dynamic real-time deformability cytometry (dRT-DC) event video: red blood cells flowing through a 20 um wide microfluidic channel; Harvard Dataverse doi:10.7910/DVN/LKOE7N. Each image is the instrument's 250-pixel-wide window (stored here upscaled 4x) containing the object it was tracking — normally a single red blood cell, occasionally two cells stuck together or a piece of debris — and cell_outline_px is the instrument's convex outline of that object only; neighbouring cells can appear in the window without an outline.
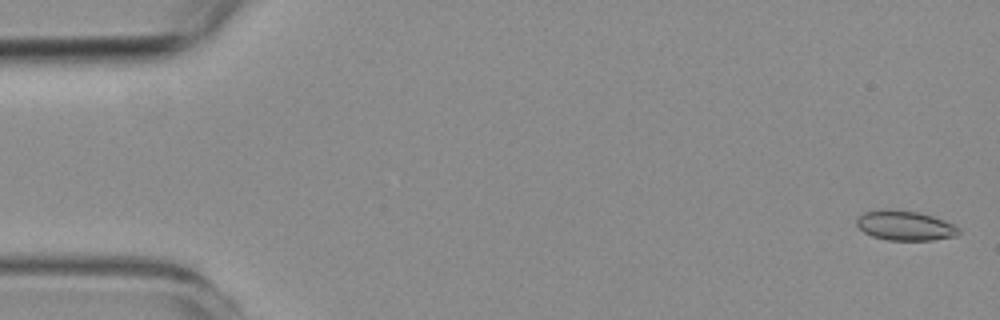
{"species": "common noctule bat (a hibernating species)", "species_latin": "Nyctalus noctula", "temperature_condition": "room temperature", "stored_images_in_passage": 55, "camera_frame_rate_fps": 3000, "um_per_image_px": 0.085, "animal": {"sex": "female", "body_mass_g": 19.3, "forearm_length_mm": 54.1}, "frame": {"image": 1, "passage_image": 2, "time_ms": 0.333, "image_size_px": [1000, 320], "cell_outline_px": [[960, 232], [956, 236], [932, 240], [888, 240], [872, 236], [864, 232], [856, 224], [856, 220], [864, 212], [884, 208], [892, 208], [920, 212], [944, 220], [960, 228]], "centroid_in_image_um": [76.92, 19.16], "position_along_channel_um": 8.1, "area_um2": 17.86}}
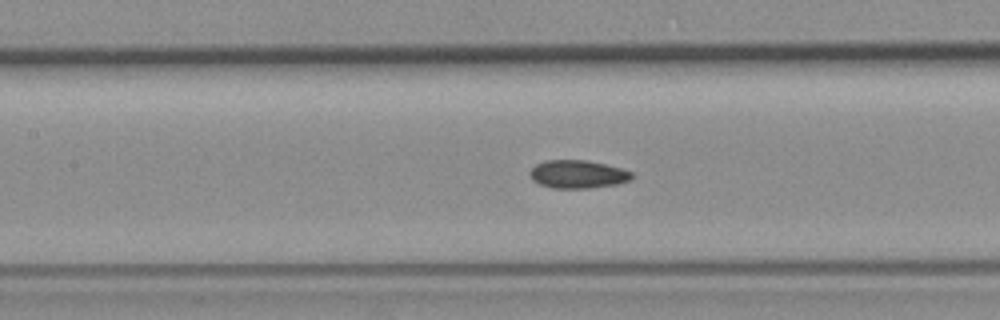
{"frame": {"image": 2, "passage_image": 25, "time_ms": 8.0, "image_size_px": [1000, 320], "cell_outline_px": [[636, 176], [632, 180], [616, 184], [588, 188], [552, 188], [540, 184], [532, 180], [528, 172], [536, 164], [544, 160], [584, 160], [604, 164], [620, 168], [632, 172]], "centroid_in_image_um": [49.11, 14.81], "position_along_channel_um": 158.3, "area_um2": 16.76}}
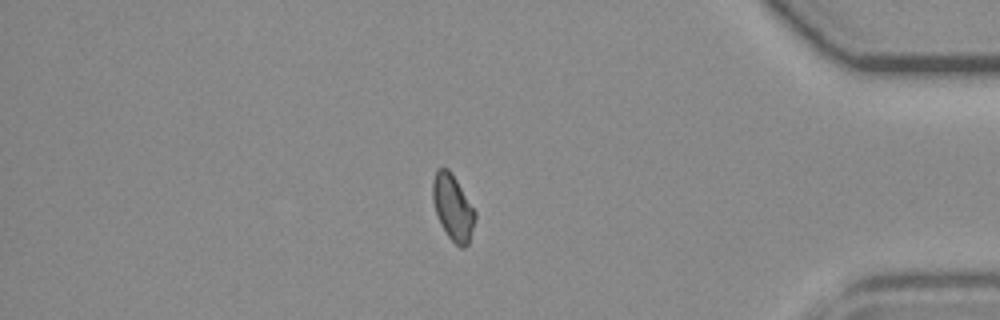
{"frame": {"image": 3, "passage_image": 47, "time_ms": 15.333, "image_size_px": [1000, 320], "cell_outline_px": [[476, 220], [468, 244], [464, 248], [460, 248], [448, 236], [440, 224], [432, 200], [432, 180], [436, 168], [448, 168], [456, 180], [476, 212]], "centroid_in_image_um": [38.48, 17.64], "position_along_channel_um": 396.7, "area_um2": 16.24}, "authors_computed_cell_mechanics": {"area_um2": 16.8198, "velocity_mm_per_s": 3.749, "shape_relaxation_time_tau1_ms": null, "shape_relaxation_time_tau2_ms": 5.0608, "deformation_change_tau1": null, "deformation_change_tau2": 0.077}}